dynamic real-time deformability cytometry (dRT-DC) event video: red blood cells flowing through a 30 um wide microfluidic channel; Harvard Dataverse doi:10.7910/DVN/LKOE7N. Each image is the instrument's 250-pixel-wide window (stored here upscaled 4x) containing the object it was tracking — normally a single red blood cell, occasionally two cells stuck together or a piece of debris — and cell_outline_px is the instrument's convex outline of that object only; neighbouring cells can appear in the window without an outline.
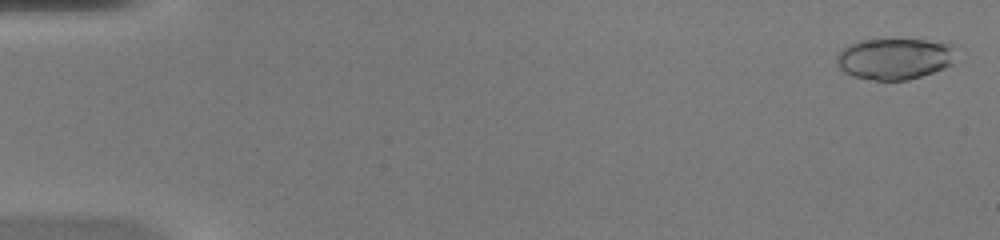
{"species": "common noctule bat (a hibernating species)", "species_latin": "Nyctalus noctula", "temperature_condition": "warm", "stored_images_in_passage": 49, "camera_frame_rate_fps": 3000, "um_per_image_px": 0.085, "animal": {"sex": "female", "body_mass_g": 20.0, "forearm_length_mm": 54.0}, "frame": {"image": 1, "passage_image": 1, "time_ms": 0.0, "image_size_px": [1000, 240], "cell_outline_px": [[952, 64], [944, 68], [908, 80], [872, 80], [852, 76], [844, 72], [836, 64], [836, 56], [848, 44], [860, 40], [876, 36], [948, 40], [952, 44]], "centroid_in_image_um": [76.02, 4.91], "position_along_channel_um": 9.0, "area_um2": 30.0}}
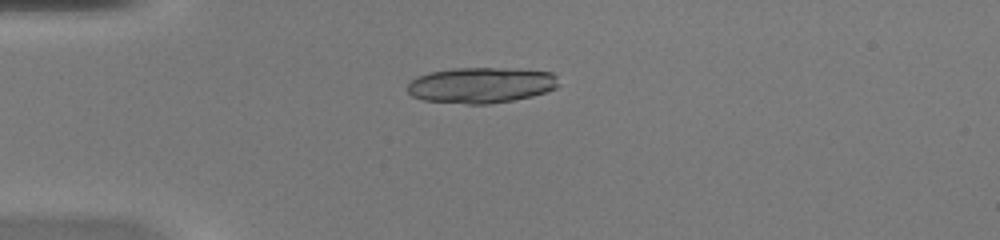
{"frame": {"image": 2, "passage_image": 13, "time_ms": 4.0, "image_size_px": [1000, 240], "cell_outline_px": [[560, 84], [556, 88], [532, 96], [512, 100], [488, 104], [468, 104], [424, 100], [412, 96], [408, 92], [408, 84], [416, 76], [428, 72], [456, 68], [504, 68], [552, 72], [556, 76]], "centroid_in_image_um": [40.89, 7.23], "position_along_channel_um": 44.1, "area_um2": 31.44}}